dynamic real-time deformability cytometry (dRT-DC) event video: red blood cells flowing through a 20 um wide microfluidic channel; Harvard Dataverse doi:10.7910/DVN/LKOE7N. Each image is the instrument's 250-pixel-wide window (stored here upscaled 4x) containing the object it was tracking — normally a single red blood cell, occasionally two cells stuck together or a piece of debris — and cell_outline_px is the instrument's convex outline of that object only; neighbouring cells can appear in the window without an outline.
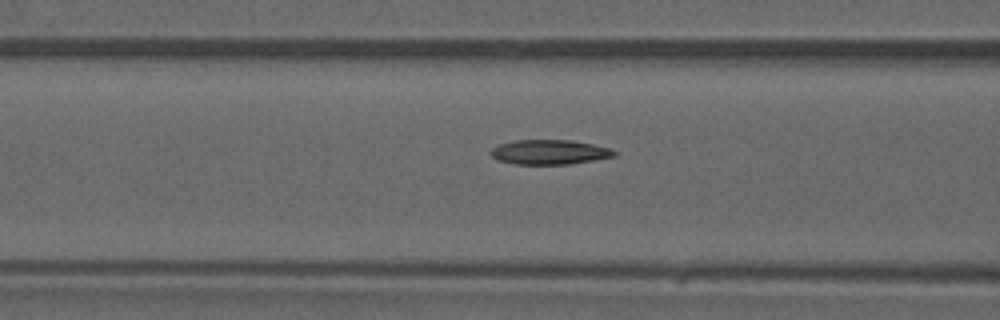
{"species": "common noctule bat (a hibernating species)", "species_latin": "Nyctalus noctula", "temperature_condition": "warm", "stored_images_in_passage": 42, "camera_frame_rate_fps": 3000, "um_per_image_px": 0.085, "animal": {"sex": "male", "forearm_length_mm": 52.5}, "frame": {"image": 1, "passage_image": 19, "time_ms": 6.0, "image_size_px": [1000, 320], "cell_outline_px": [[620, 152], [616, 156], [568, 164], [516, 164], [496, 160], [488, 152], [492, 148], [500, 144], [516, 140], [572, 140], [592, 144], [608, 148]], "centroid_in_image_um": [46.7, 12.93], "position_along_channel_um": 119.9, "area_um2": 17.74}}